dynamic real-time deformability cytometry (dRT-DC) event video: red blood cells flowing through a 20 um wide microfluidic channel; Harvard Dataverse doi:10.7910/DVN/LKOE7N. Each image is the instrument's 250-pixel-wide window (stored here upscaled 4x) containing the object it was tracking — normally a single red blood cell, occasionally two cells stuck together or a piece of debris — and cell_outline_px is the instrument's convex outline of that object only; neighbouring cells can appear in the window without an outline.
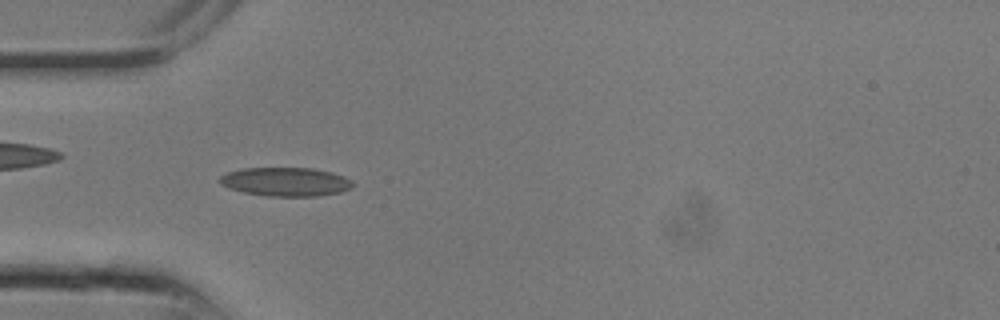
{"species": "common noctule bat (a hibernating species)", "species_latin": "Nyctalus noctula", "temperature_condition": "room temperature", "stored_images_in_passage": 10, "camera_frame_rate_fps": 3000, "um_per_image_px": 0.085, "animal": {"sex": "male", "body_mass_g": 13.3}, "frame": {"image": 1, "passage_image": 7, "time_ms": 2.0, "image_size_px": [1000, 320], "cell_outline_px": [[356, 184], [352, 188], [340, 192], [320, 196], [268, 196], [244, 192], [228, 188], [220, 184], [220, 176], [228, 172], [244, 168], [312, 168], [332, 172], [344, 176], [352, 180]], "centroid_in_image_um": [24.33, 15.45], "position_along_channel_um": 60.7, "area_um2": 22.43}}
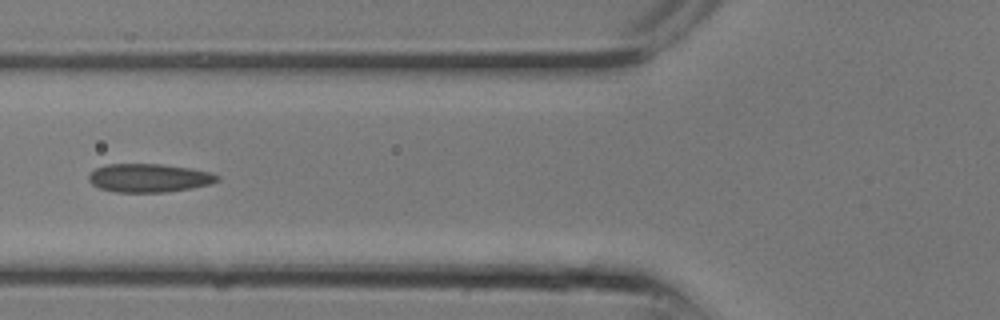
{"frame": {"image": 2, "passage_image": 9, "time_ms": 2.667, "image_size_px": [1000, 320], "cell_outline_px": [[220, 180], [212, 184], [192, 188], [164, 192], [116, 192], [100, 188], [92, 184], [88, 180], [88, 176], [96, 168], [104, 164], [160, 164], [188, 168], [208, 172], [220, 176]], "centroid_in_image_um": [12.67, 15.13], "position_along_channel_um": 113.1, "area_um2": 21.27}}